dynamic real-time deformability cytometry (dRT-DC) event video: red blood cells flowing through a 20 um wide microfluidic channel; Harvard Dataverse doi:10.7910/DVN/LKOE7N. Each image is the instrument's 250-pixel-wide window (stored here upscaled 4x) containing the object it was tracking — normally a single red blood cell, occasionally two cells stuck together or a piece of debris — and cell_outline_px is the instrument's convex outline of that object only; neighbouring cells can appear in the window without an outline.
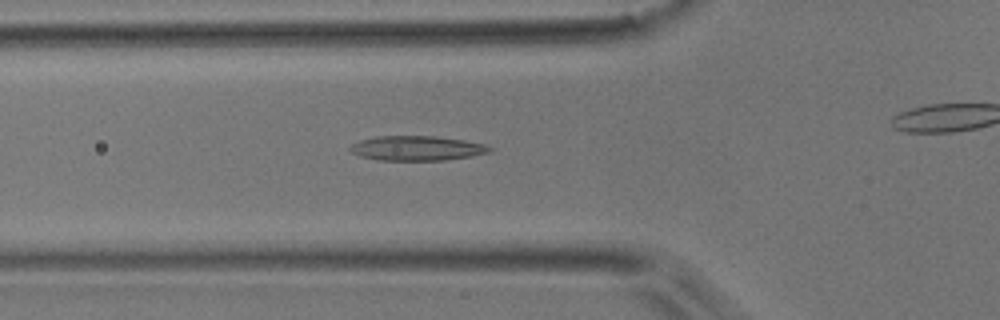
{"species": "common noctule bat (a hibernating species)", "species_latin": "Nyctalus noctula", "temperature_condition": "room temperature", "stored_images_in_passage": 33, "camera_frame_rate_fps": 3000, "um_per_image_px": 0.085, "animal": {"sex": "male", "body_mass_g": 17.9}, "frame": {"image": 1, "passage_image": 9, "time_ms": 2.667, "image_size_px": [1000, 320], "cell_outline_px": [[492, 152], [472, 156], [444, 160], [376, 160], [360, 156], [352, 152], [348, 148], [352, 144], [360, 140], [376, 136], [436, 136], [464, 140], [484, 144], [492, 148]], "centroid_in_image_um": [35.43, 12.6], "position_along_channel_um": 90.4, "area_um2": 20.11}}
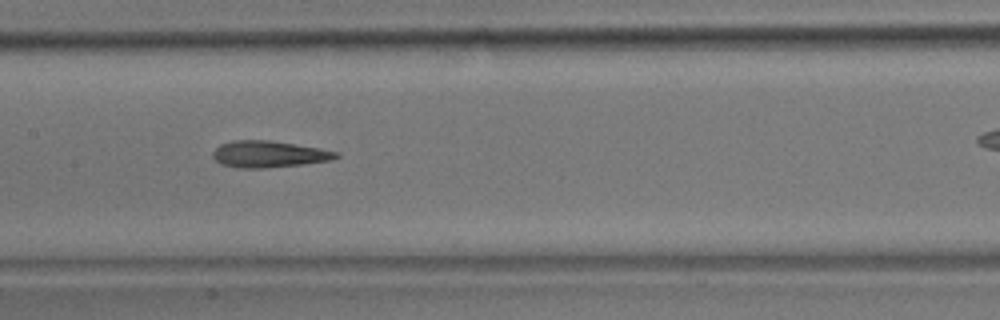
{"frame": {"image": 2, "passage_image": 16, "time_ms": 5.0, "image_size_px": [1000, 320], "cell_outline_px": [[340, 156], [332, 160], [304, 164], [264, 168], [236, 168], [220, 164], [212, 156], [212, 152], [220, 144], [232, 140], [268, 140], [320, 148], [340, 152]], "centroid_in_image_um": [22.85, 13.11], "position_along_channel_um": 184.6, "area_um2": 19.25}}
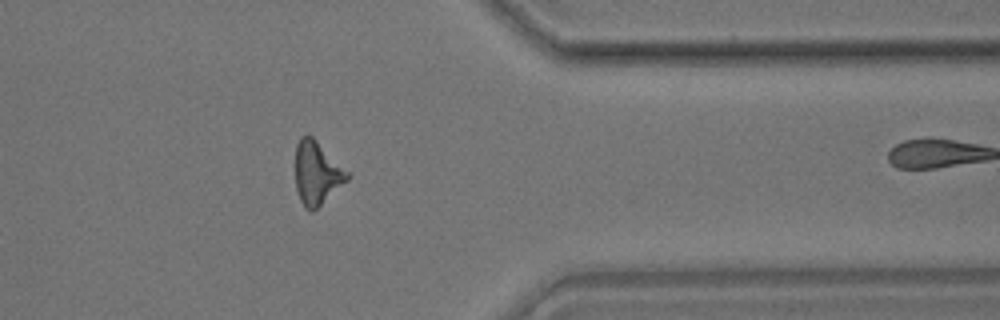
{"frame": {"image": 3, "passage_image": 32, "time_ms": 10.333, "image_size_px": [1000, 320], "cell_outline_px": [[352, 176], [348, 180], [312, 212], [304, 208], [300, 200], [296, 188], [296, 144], [300, 136], [312, 136]], "centroid_in_image_um": [26.92, 14.72], "position_along_channel_um": 384.5, "area_um2": 18.84}}